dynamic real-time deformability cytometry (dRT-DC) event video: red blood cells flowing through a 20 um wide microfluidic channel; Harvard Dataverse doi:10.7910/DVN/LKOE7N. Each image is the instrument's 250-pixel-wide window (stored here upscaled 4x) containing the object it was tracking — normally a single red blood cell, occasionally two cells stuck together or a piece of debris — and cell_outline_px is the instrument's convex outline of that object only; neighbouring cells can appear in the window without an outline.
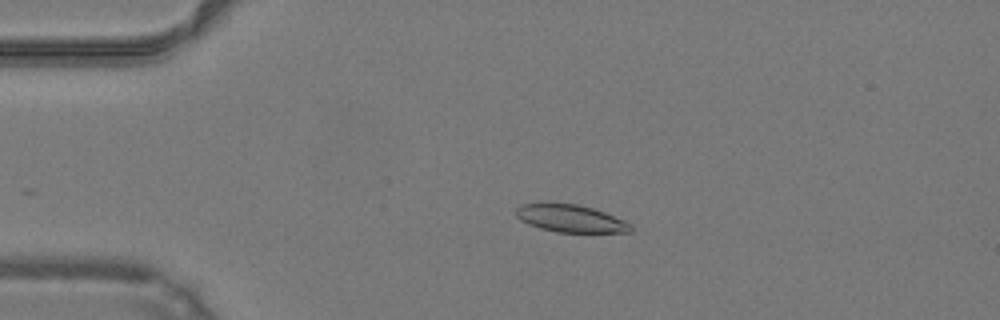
{"species": "common noctule bat (a hibernating species)", "species_latin": "Nyctalus noctula", "temperature_condition": "warm", "stored_images_in_passage": 38, "camera_frame_rate_fps": 3000, "um_per_image_px": 0.085, "animal": {"sex": "male", "body_mass_g": 19.2, "forearm_length_mm": 51.8}, "frame": {"image": 1, "passage_image": 11, "time_ms": 3.333, "image_size_px": [1000, 320], "cell_outline_px": [[632, 232], [556, 232], [540, 228], [528, 224], [520, 220], [516, 216], [516, 208], [520, 204], [544, 200], [548, 200], [576, 204], [592, 208], [604, 212], [624, 220], [632, 224]], "centroid_in_image_um": [48.42, 18.52], "position_along_channel_um": 36.6, "area_um2": 19.02}}
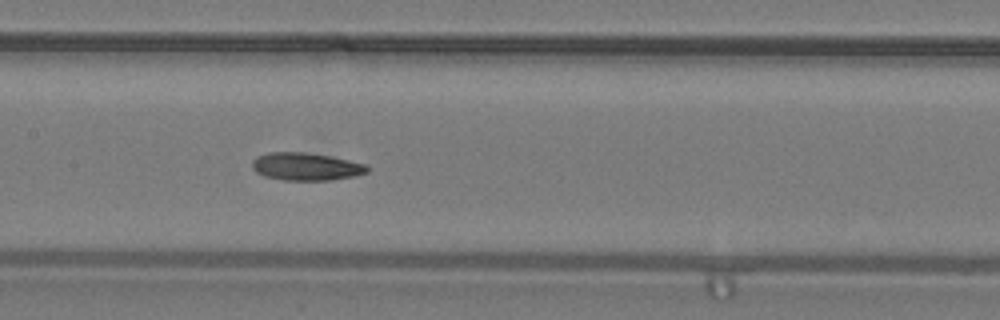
{"frame": {"image": 2, "passage_image": 24, "time_ms": 7.667, "image_size_px": [1000, 320], "cell_outline_px": [[368, 172], [356, 176], [328, 180], [284, 180], [264, 176], [256, 172], [252, 168], [252, 160], [256, 156], [268, 152], [304, 152], [332, 156], [364, 164], [368, 168]], "centroid_in_image_um": [25.98, 14.15], "position_along_channel_um": 181.4, "area_um2": 18.61}}
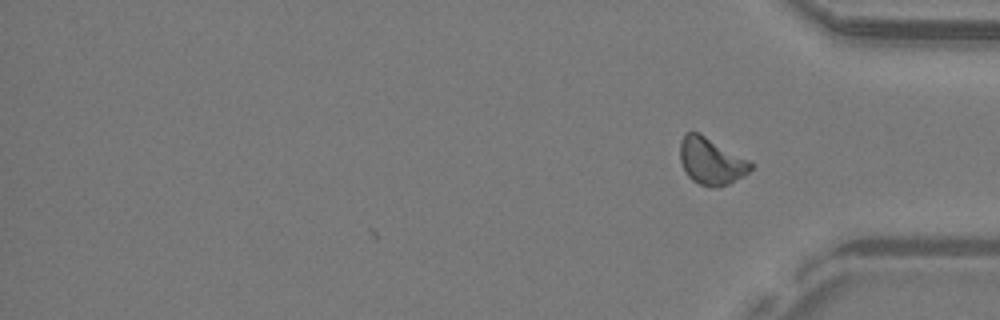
{"frame": {"image": 3, "passage_image": 38, "time_ms": 12.333, "image_size_px": [1000, 320], "cell_outline_px": [[756, 164], [744, 176], [720, 188], [716, 188], [700, 184], [692, 180], [688, 176], [680, 160], [680, 140], [688, 132], [700, 132]], "centroid_in_image_um": [60.47, 13.7], "position_along_channel_um": 374.7, "area_um2": 19.42}, "authors_computed_cell_mechanics": {"area_um2": 18.8717, "velocity_mm_per_s": 4.2352, "shape_relaxation_time_tau1_ms": null, "shape_relaxation_time_tau2_ms": 4.9626, "deformation_change_tau1": null, "deformation_change_tau2": 0.1341}}